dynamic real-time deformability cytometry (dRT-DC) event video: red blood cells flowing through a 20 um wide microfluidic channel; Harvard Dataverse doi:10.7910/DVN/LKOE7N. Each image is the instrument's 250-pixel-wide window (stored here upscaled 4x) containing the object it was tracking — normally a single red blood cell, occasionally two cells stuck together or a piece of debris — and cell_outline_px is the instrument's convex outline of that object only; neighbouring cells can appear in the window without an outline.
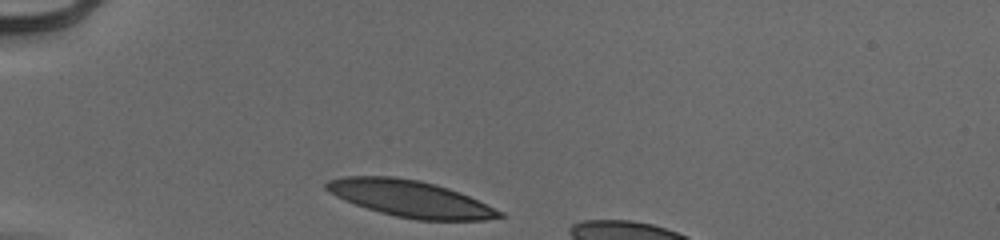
{"species": "human", "species_latin": "Homo sapiens", "temperature_condition": "cold", "stored_images_in_passage": 7, "camera_frame_rate_fps": 3000, "um_per_image_px": 0.085, "donor": {"sex": "male"}, "frame": {"image": 1, "passage_image": 1, "time_ms": 0.0, "image_size_px": [1000, 240], "cell_outline_px": [[504, 216], [484, 220], [416, 220], [396, 216], [380, 212], [344, 200], [328, 192], [324, 188], [324, 184], [328, 180], [344, 176], [392, 176], [420, 180], [436, 184], [460, 192], [504, 212]], "centroid_in_image_um": [34.86, 16.88], "position_along_channel_um": 50.1, "area_um2": 36.82}}
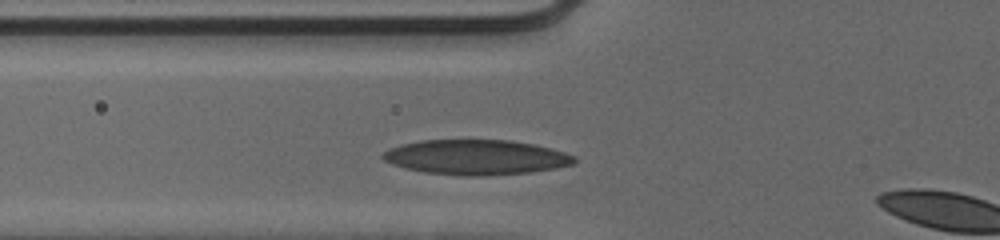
{"frame": {"image": 2, "passage_image": 6, "time_ms": 1.667, "image_size_px": [1000, 240], "cell_outline_px": [[576, 160], [572, 164], [556, 168], [528, 172], [484, 176], [468, 176], [424, 172], [404, 168], [392, 164], [384, 160], [380, 156], [384, 152], [400, 144], [420, 140], [508, 140], [532, 144], [552, 148], [576, 156]], "centroid_in_image_um": [40.45, 13.36], "position_along_channel_um": 85.3, "area_um2": 38.96}}